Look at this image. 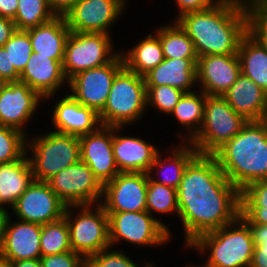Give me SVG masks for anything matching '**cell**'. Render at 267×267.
<instances>
[{
    "instance_id": "9a60e30c",
    "label": "cell",
    "mask_w": 267,
    "mask_h": 267,
    "mask_svg": "<svg viewBox=\"0 0 267 267\" xmlns=\"http://www.w3.org/2000/svg\"><path fill=\"white\" fill-rule=\"evenodd\" d=\"M67 205L45 181H33L12 207L19 220L47 224L64 216Z\"/></svg>"
},
{
    "instance_id": "7c38bea8",
    "label": "cell",
    "mask_w": 267,
    "mask_h": 267,
    "mask_svg": "<svg viewBox=\"0 0 267 267\" xmlns=\"http://www.w3.org/2000/svg\"><path fill=\"white\" fill-rule=\"evenodd\" d=\"M123 66L124 59L118 52L109 63L79 72L67 82L70 96L99 114L106 105L113 79Z\"/></svg>"
},
{
    "instance_id": "e575fe53",
    "label": "cell",
    "mask_w": 267,
    "mask_h": 267,
    "mask_svg": "<svg viewBox=\"0 0 267 267\" xmlns=\"http://www.w3.org/2000/svg\"><path fill=\"white\" fill-rule=\"evenodd\" d=\"M26 135L15 128L0 125V164L19 160L29 152Z\"/></svg>"
},
{
    "instance_id": "f907efd6",
    "label": "cell",
    "mask_w": 267,
    "mask_h": 267,
    "mask_svg": "<svg viewBox=\"0 0 267 267\" xmlns=\"http://www.w3.org/2000/svg\"><path fill=\"white\" fill-rule=\"evenodd\" d=\"M11 267H42L40 259L10 261Z\"/></svg>"
},
{
    "instance_id": "5bb4252c",
    "label": "cell",
    "mask_w": 267,
    "mask_h": 267,
    "mask_svg": "<svg viewBox=\"0 0 267 267\" xmlns=\"http://www.w3.org/2000/svg\"><path fill=\"white\" fill-rule=\"evenodd\" d=\"M126 0H78L65 15L72 32L106 33L123 13Z\"/></svg>"
},
{
    "instance_id": "9c48e42d",
    "label": "cell",
    "mask_w": 267,
    "mask_h": 267,
    "mask_svg": "<svg viewBox=\"0 0 267 267\" xmlns=\"http://www.w3.org/2000/svg\"><path fill=\"white\" fill-rule=\"evenodd\" d=\"M106 213L109 217L111 247H114L120 240L136 245L158 246L167 243L171 237L168 226L152 217L147 210Z\"/></svg>"
},
{
    "instance_id": "bcb514c9",
    "label": "cell",
    "mask_w": 267,
    "mask_h": 267,
    "mask_svg": "<svg viewBox=\"0 0 267 267\" xmlns=\"http://www.w3.org/2000/svg\"><path fill=\"white\" fill-rule=\"evenodd\" d=\"M78 0H47L48 6L55 16H65Z\"/></svg>"
},
{
    "instance_id": "c3c4849f",
    "label": "cell",
    "mask_w": 267,
    "mask_h": 267,
    "mask_svg": "<svg viewBox=\"0 0 267 267\" xmlns=\"http://www.w3.org/2000/svg\"><path fill=\"white\" fill-rule=\"evenodd\" d=\"M18 10V0H0V17L14 20Z\"/></svg>"
},
{
    "instance_id": "8d00e7d4",
    "label": "cell",
    "mask_w": 267,
    "mask_h": 267,
    "mask_svg": "<svg viewBox=\"0 0 267 267\" xmlns=\"http://www.w3.org/2000/svg\"><path fill=\"white\" fill-rule=\"evenodd\" d=\"M185 92L167 85L146 86L147 107L150 104L163 113L170 114Z\"/></svg>"
},
{
    "instance_id": "816d5d0a",
    "label": "cell",
    "mask_w": 267,
    "mask_h": 267,
    "mask_svg": "<svg viewBox=\"0 0 267 267\" xmlns=\"http://www.w3.org/2000/svg\"><path fill=\"white\" fill-rule=\"evenodd\" d=\"M8 216H9V213H8L7 209L1 208L0 209V248L2 245L5 224H6Z\"/></svg>"
},
{
    "instance_id": "836d02e7",
    "label": "cell",
    "mask_w": 267,
    "mask_h": 267,
    "mask_svg": "<svg viewBox=\"0 0 267 267\" xmlns=\"http://www.w3.org/2000/svg\"><path fill=\"white\" fill-rule=\"evenodd\" d=\"M146 210L151 215L153 212L171 214L174 211L178 214L177 189L156 183L148 177Z\"/></svg>"
},
{
    "instance_id": "4316f807",
    "label": "cell",
    "mask_w": 267,
    "mask_h": 267,
    "mask_svg": "<svg viewBox=\"0 0 267 267\" xmlns=\"http://www.w3.org/2000/svg\"><path fill=\"white\" fill-rule=\"evenodd\" d=\"M184 143L185 144H182L183 146H179L176 149L175 148L172 149L173 150L171 151L172 155L167 157L168 159L166 160L165 158L163 160L161 158V154L158 152V154L155 157L154 162L152 163L147 173L148 177L152 181L159 183V184H164L166 186L176 188V189L179 187L186 167L198 155L197 150L190 142H184ZM157 168L159 169V172L164 173V176L162 177V179H161V176L160 178H157V179L156 177L154 179L153 176H151L153 171L157 172L156 176H158L159 173H158Z\"/></svg>"
},
{
    "instance_id": "db71d44e",
    "label": "cell",
    "mask_w": 267,
    "mask_h": 267,
    "mask_svg": "<svg viewBox=\"0 0 267 267\" xmlns=\"http://www.w3.org/2000/svg\"><path fill=\"white\" fill-rule=\"evenodd\" d=\"M0 267H11L10 261L0 255Z\"/></svg>"
},
{
    "instance_id": "d590c367",
    "label": "cell",
    "mask_w": 267,
    "mask_h": 267,
    "mask_svg": "<svg viewBox=\"0 0 267 267\" xmlns=\"http://www.w3.org/2000/svg\"><path fill=\"white\" fill-rule=\"evenodd\" d=\"M3 47L9 53L10 69L21 74L33 53L29 33L26 30H16Z\"/></svg>"
},
{
    "instance_id": "d6a6232c",
    "label": "cell",
    "mask_w": 267,
    "mask_h": 267,
    "mask_svg": "<svg viewBox=\"0 0 267 267\" xmlns=\"http://www.w3.org/2000/svg\"><path fill=\"white\" fill-rule=\"evenodd\" d=\"M55 14L47 0H18V10L14 18L17 30H28L51 21Z\"/></svg>"
},
{
    "instance_id": "30bf717a",
    "label": "cell",
    "mask_w": 267,
    "mask_h": 267,
    "mask_svg": "<svg viewBox=\"0 0 267 267\" xmlns=\"http://www.w3.org/2000/svg\"><path fill=\"white\" fill-rule=\"evenodd\" d=\"M111 37L106 33L72 32L67 38L62 62L67 80L79 72L109 63L113 53Z\"/></svg>"
},
{
    "instance_id": "f546056e",
    "label": "cell",
    "mask_w": 267,
    "mask_h": 267,
    "mask_svg": "<svg viewBox=\"0 0 267 267\" xmlns=\"http://www.w3.org/2000/svg\"><path fill=\"white\" fill-rule=\"evenodd\" d=\"M205 105V93L200 90L184 93L179 102L175 105L174 110L170 113L175 116L178 122L187 128L186 142H190L200 131L203 121ZM192 130V131H191ZM190 131V132H189ZM188 137V138H187Z\"/></svg>"
},
{
    "instance_id": "4dcf8cb0",
    "label": "cell",
    "mask_w": 267,
    "mask_h": 267,
    "mask_svg": "<svg viewBox=\"0 0 267 267\" xmlns=\"http://www.w3.org/2000/svg\"><path fill=\"white\" fill-rule=\"evenodd\" d=\"M159 27V41L164 58L198 59L194 43L176 22Z\"/></svg>"
},
{
    "instance_id": "d6986e66",
    "label": "cell",
    "mask_w": 267,
    "mask_h": 267,
    "mask_svg": "<svg viewBox=\"0 0 267 267\" xmlns=\"http://www.w3.org/2000/svg\"><path fill=\"white\" fill-rule=\"evenodd\" d=\"M41 224L18 220L11 222L8 216L0 255L9 261L40 259Z\"/></svg>"
},
{
    "instance_id": "681fc988",
    "label": "cell",
    "mask_w": 267,
    "mask_h": 267,
    "mask_svg": "<svg viewBox=\"0 0 267 267\" xmlns=\"http://www.w3.org/2000/svg\"><path fill=\"white\" fill-rule=\"evenodd\" d=\"M250 267H267V251H254Z\"/></svg>"
},
{
    "instance_id": "e0dca14e",
    "label": "cell",
    "mask_w": 267,
    "mask_h": 267,
    "mask_svg": "<svg viewBox=\"0 0 267 267\" xmlns=\"http://www.w3.org/2000/svg\"><path fill=\"white\" fill-rule=\"evenodd\" d=\"M197 82L206 95L222 96L241 74L238 54L204 55L196 65Z\"/></svg>"
},
{
    "instance_id": "d4e9b609",
    "label": "cell",
    "mask_w": 267,
    "mask_h": 267,
    "mask_svg": "<svg viewBox=\"0 0 267 267\" xmlns=\"http://www.w3.org/2000/svg\"><path fill=\"white\" fill-rule=\"evenodd\" d=\"M26 31L29 33L33 52L63 61L66 41L71 33L65 16H56L51 21Z\"/></svg>"
},
{
    "instance_id": "ba28073f",
    "label": "cell",
    "mask_w": 267,
    "mask_h": 267,
    "mask_svg": "<svg viewBox=\"0 0 267 267\" xmlns=\"http://www.w3.org/2000/svg\"><path fill=\"white\" fill-rule=\"evenodd\" d=\"M92 207L94 206L70 205L64 213L69 226L72 250L85 260L104 249L111 248L109 217L100 203L96 204V211H93ZM72 208L80 209L79 214L74 216L71 213Z\"/></svg>"
},
{
    "instance_id": "44dd1931",
    "label": "cell",
    "mask_w": 267,
    "mask_h": 267,
    "mask_svg": "<svg viewBox=\"0 0 267 267\" xmlns=\"http://www.w3.org/2000/svg\"><path fill=\"white\" fill-rule=\"evenodd\" d=\"M62 62L33 52L20 74L19 81L37 91L44 100L50 99L65 82H68Z\"/></svg>"
},
{
    "instance_id": "8992f818",
    "label": "cell",
    "mask_w": 267,
    "mask_h": 267,
    "mask_svg": "<svg viewBox=\"0 0 267 267\" xmlns=\"http://www.w3.org/2000/svg\"><path fill=\"white\" fill-rule=\"evenodd\" d=\"M248 120L236 113L223 96L206 95L202 126L190 141L199 155H213L237 135Z\"/></svg>"
},
{
    "instance_id": "f35d334b",
    "label": "cell",
    "mask_w": 267,
    "mask_h": 267,
    "mask_svg": "<svg viewBox=\"0 0 267 267\" xmlns=\"http://www.w3.org/2000/svg\"><path fill=\"white\" fill-rule=\"evenodd\" d=\"M104 249L97 254L90 256L86 263L90 267H138V265L133 262L126 253L120 252L119 250ZM146 267H155L153 264L146 265Z\"/></svg>"
},
{
    "instance_id": "5b68a950",
    "label": "cell",
    "mask_w": 267,
    "mask_h": 267,
    "mask_svg": "<svg viewBox=\"0 0 267 267\" xmlns=\"http://www.w3.org/2000/svg\"><path fill=\"white\" fill-rule=\"evenodd\" d=\"M147 108L144 77L125 65L113 79L105 107L99 113L101 125L125 127L136 122Z\"/></svg>"
},
{
    "instance_id": "52a82bcc",
    "label": "cell",
    "mask_w": 267,
    "mask_h": 267,
    "mask_svg": "<svg viewBox=\"0 0 267 267\" xmlns=\"http://www.w3.org/2000/svg\"><path fill=\"white\" fill-rule=\"evenodd\" d=\"M29 139L28 157L35 181H47L53 175L80 160L79 137L52 131Z\"/></svg>"
},
{
    "instance_id": "7402d4cb",
    "label": "cell",
    "mask_w": 267,
    "mask_h": 267,
    "mask_svg": "<svg viewBox=\"0 0 267 267\" xmlns=\"http://www.w3.org/2000/svg\"><path fill=\"white\" fill-rule=\"evenodd\" d=\"M122 127H113V155L119 172L148 173L159 150L139 137L116 135ZM119 130V131H118Z\"/></svg>"
},
{
    "instance_id": "7dc6e473",
    "label": "cell",
    "mask_w": 267,
    "mask_h": 267,
    "mask_svg": "<svg viewBox=\"0 0 267 267\" xmlns=\"http://www.w3.org/2000/svg\"><path fill=\"white\" fill-rule=\"evenodd\" d=\"M16 30L17 29L13 20L0 17V47L5 45Z\"/></svg>"
},
{
    "instance_id": "ee69618b",
    "label": "cell",
    "mask_w": 267,
    "mask_h": 267,
    "mask_svg": "<svg viewBox=\"0 0 267 267\" xmlns=\"http://www.w3.org/2000/svg\"><path fill=\"white\" fill-rule=\"evenodd\" d=\"M0 76L8 82L19 81L20 74L15 69H10L9 53L0 47Z\"/></svg>"
},
{
    "instance_id": "ac0fdd59",
    "label": "cell",
    "mask_w": 267,
    "mask_h": 267,
    "mask_svg": "<svg viewBox=\"0 0 267 267\" xmlns=\"http://www.w3.org/2000/svg\"><path fill=\"white\" fill-rule=\"evenodd\" d=\"M42 98L24 82H8L0 94V125L25 133L23 126L34 115Z\"/></svg>"
},
{
    "instance_id": "f1b7e54d",
    "label": "cell",
    "mask_w": 267,
    "mask_h": 267,
    "mask_svg": "<svg viewBox=\"0 0 267 267\" xmlns=\"http://www.w3.org/2000/svg\"><path fill=\"white\" fill-rule=\"evenodd\" d=\"M124 65L134 73L144 76L165 58L159 41V28L155 35L148 34L126 53L122 52Z\"/></svg>"
},
{
    "instance_id": "3957f363",
    "label": "cell",
    "mask_w": 267,
    "mask_h": 267,
    "mask_svg": "<svg viewBox=\"0 0 267 267\" xmlns=\"http://www.w3.org/2000/svg\"><path fill=\"white\" fill-rule=\"evenodd\" d=\"M213 156L228 181L240 192L249 184L267 180V130L260 121H248Z\"/></svg>"
},
{
    "instance_id": "6da1fadb",
    "label": "cell",
    "mask_w": 267,
    "mask_h": 267,
    "mask_svg": "<svg viewBox=\"0 0 267 267\" xmlns=\"http://www.w3.org/2000/svg\"><path fill=\"white\" fill-rule=\"evenodd\" d=\"M177 205L187 247L240 216L241 192L224 176L213 155L198 154L184 171Z\"/></svg>"
},
{
    "instance_id": "cb8c5ba5",
    "label": "cell",
    "mask_w": 267,
    "mask_h": 267,
    "mask_svg": "<svg viewBox=\"0 0 267 267\" xmlns=\"http://www.w3.org/2000/svg\"><path fill=\"white\" fill-rule=\"evenodd\" d=\"M231 108L248 121H260L267 103V93L242 73L222 95Z\"/></svg>"
},
{
    "instance_id": "277c9868",
    "label": "cell",
    "mask_w": 267,
    "mask_h": 267,
    "mask_svg": "<svg viewBox=\"0 0 267 267\" xmlns=\"http://www.w3.org/2000/svg\"><path fill=\"white\" fill-rule=\"evenodd\" d=\"M188 247L201 253L210 251L204 264L208 267H250L255 245L249 225L239 216L228 225L202 234Z\"/></svg>"
},
{
    "instance_id": "4fadbf2b",
    "label": "cell",
    "mask_w": 267,
    "mask_h": 267,
    "mask_svg": "<svg viewBox=\"0 0 267 267\" xmlns=\"http://www.w3.org/2000/svg\"><path fill=\"white\" fill-rule=\"evenodd\" d=\"M147 185V173L120 172L103 185L100 204L106 212L146 211Z\"/></svg>"
},
{
    "instance_id": "60d3db41",
    "label": "cell",
    "mask_w": 267,
    "mask_h": 267,
    "mask_svg": "<svg viewBox=\"0 0 267 267\" xmlns=\"http://www.w3.org/2000/svg\"><path fill=\"white\" fill-rule=\"evenodd\" d=\"M42 267H82L86 260L73 250L40 257Z\"/></svg>"
},
{
    "instance_id": "2e32d148",
    "label": "cell",
    "mask_w": 267,
    "mask_h": 267,
    "mask_svg": "<svg viewBox=\"0 0 267 267\" xmlns=\"http://www.w3.org/2000/svg\"><path fill=\"white\" fill-rule=\"evenodd\" d=\"M79 144L80 160L102 185L120 173L113 155V127L101 125L96 131L80 136Z\"/></svg>"
},
{
    "instance_id": "7bdbcfd3",
    "label": "cell",
    "mask_w": 267,
    "mask_h": 267,
    "mask_svg": "<svg viewBox=\"0 0 267 267\" xmlns=\"http://www.w3.org/2000/svg\"><path fill=\"white\" fill-rule=\"evenodd\" d=\"M240 217L247 224L267 225V208L241 207Z\"/></svg>"
},
{
    "instance_id": "8fae6325",
    "label": "cell",
    "mask_w": 267,
    "mask_h": 267,
    "mask_svg": "<svg viewBox=\"0 0 267 267\" xmlns=\"http://www.w3.org/2000/svg\"><path fill=\"white\" fill-rule=\"evenodd\" d=\"M46 182L67 206H95L103 196V185L82 160L53 175Z\"/></svg>"
},
{
    "instance_id": "f5cc1de1",
    "label": "cell",
    "mask_w": 267,
    "mask_h": 267,
    "mask_svg": "<svg viewBox=\"0 0 267 267\" xmlns=\"http://www.w3.org/2000/svg\"><path fill=\"white\" fill-rule=\"evenodd\" d=\"M260 122L265 126V128L267 130V103L265 105V109H264V112H263V115H262Z\"/></svg>"
},
{
    "instance_id": "9f6ffc18",
    "label": "cell",
    "mask_w": 267,
    "mask_h": 267,
    "mask_svg": "<svg viewBox=\"0 0 267 267\" xmlns=\"http://www.w3.org/2000/svg\"><path fill=\"white\" fill-rule=\"evenodd\" d=\"M189 267H197V266H192V265H191V266H189ZM198 267H208V266H206V265L199 266V265H198Z\"/></svg>"
},
{
    "instance_id": "ab89813d",
    "label": "cell",
    "mask_w": 267,
    "mask_h": 267,
    "mask_svg": "<svg viewBox=\"0 0 267 267\" xmlns=\"http://www.w3.org/2000/svg\"><path fill=\"white\" fill-rule=\"evenodd\" d=\"M241 207L267 208V180L252 182L241 191Z\"/></svg>"
},
{
    "instance_id": "11a10c76",
    "label": "cell",
    "mask_w": 267,
    "mask_h": 267,
    "mask_svg": "<svg viewBox=\"0 0 267 267\" xmlns=\"http://www.w3.org/2000/svg\"><path fill=\"white\" fill-rule=\"evenodd\" d=\"M8 81L0 76V94L2 93L3 89L7 86Z\"/></svg>"
},
{
    "instance_id": "6f0895ef",
    "label": "cell",
    "mask_w": 267,
    "mask_h": 267,
    "mask_svg": "<svg viewBox=\"0 0 267 267\" xmlns=\"http://www.w3.org/2000/svg\"><path fill=\"white\" fill-rule=\"evenodd\" d=\"M82 267H90L87 263H85Z\"/></svg>"
},
{
    "instance_id": "ffe728a7",
    "label": "cell",
    "mask_w": 267,
    "mask_h": 267,
    "mask_svg": "<svg viewBox=\"0 0 267 267\" xmlns=\"http://www.w3.org/2000/svg\"><path fill=\"white\" fill-rule=\"evenodd\" d=\"M52 122L55 132L82 136L96 131L101 122L99 114L74 100L69 94L53 107Z\"/></svg>"
},
{
    "instance_id": "74e56055",
    "label": "cell",
    "mask_w": 267,
    "mask_h": 267,
    "mask_svg": "<svg viewBox=\"0 0 267 267\" xmlns=\"http://www.w3.org/2000/svg\"><path fill=\"white\" fill-rule=\"evenodd\" d=\"M248 32L267 49V0L247 4Z\"/></svg>"
},
{
    "instance_id": "f6af8a7d",
    "label": "cell",
    "mask_w": 267,
    "mask_h": 267,
    "mask_svg": "<svg viewBox=\"0 0 267 267\" xmlns=\"http://www.w3.org/2000/svg\"><path fill=\"white\" fill-rule=\"evenodd\" d=\"M254 241V251H267V225L248 224Z\"/></svg>"
},
{
    "instance_id": "1f68e13d",
    "label": "cell",
    "mask_w": 267,
    "mask_h": 267,
    "mask_svg": "<svg viewBox=\"0 0 267 267\" xmlns=\"http://www.w3.org/2000/svg\"><path fill=\"white\" fill-rule=\"evenodd\" d=\"M41 256L61 254L71 251L69 226L65 216L41 225Z\"/></svg>"
},
{
    "instance_id": "603a6c76",
    "label": "cell",
    "mask_w": 267,
    "mask_h": 267,
    "mask_svg": "<svg viewBox=\"0 0 267 267\" xmlns=\"http://www.w3.org/2000/svg\"><path fill=\"white\" fill-rule=\"evenodd\" d=\"M198 59L165 58L144 77L146 86H172L185 93L193 92L197 83L196 65Z\"/></svg>"
},
{
    "instance_id": "484cf974",
    "label": "cell",
    "mask_w": 267,
    "mask_h": 267,
    "mask_svg": "<svg viewBox=\"0 0 267 267\" xmlns=\"http://www.w3.org/2000/svg\"><path fill=\"white\" fill-rule=\"evenodd\" d=\"M27 154L19 160L0 164V208L2 209H5L3 206L5 204L12 208L34 181Z\"/></svg>"
},
{
    "instance_id": "83f0119b",
    "label": "cell",
    "mask_w": 267,
    "mask_h": 267,
    "mask_svg": "<svg viewBox=\"0 0 267 267\" xmlns=\"http://www.w3.org/2000/svg\"><path fill=\"white\" fill-rule=\"evenodd\" d=\"M237 54L241 73L267 93V49L248 32L242 38Z\"/></svg>"
},
{
    "instance_id": "7a4b0ae2",
    "label": "cell",
    "mask_w": 267,
    "mask_h": 267,
    "mask_svg": "<svg viewBox=\"0 0 267 267\" xmlns=\"http://www.w3.org/2000/svg\"><path fill=\"white\" fill-rule=\"evenodd\" d=\"M175 21L194 43L198 58L237 54L242 38L248 33L247 7L224 1L184 14Z\"/></svg>"
},
{
    "instance_id": "b9f144b4",
    "label": "cell",
    "mask_w": 267,
    "mask_h": 267,
    "mask_svg": "<svg viewBox=\"0 0 267 267\" xmlns=\"http://www.w3.org/2000/svg\"><path fill=\"white\" fill-rule=\"evenodd\" d=\"M216 1H224L236 5L247 6L250 0H175L177 6L179 7L178 11L180 12L175 19L177 20L179 17L190 12H197L208 9Z\"/></svg>"
}]
</instances>
